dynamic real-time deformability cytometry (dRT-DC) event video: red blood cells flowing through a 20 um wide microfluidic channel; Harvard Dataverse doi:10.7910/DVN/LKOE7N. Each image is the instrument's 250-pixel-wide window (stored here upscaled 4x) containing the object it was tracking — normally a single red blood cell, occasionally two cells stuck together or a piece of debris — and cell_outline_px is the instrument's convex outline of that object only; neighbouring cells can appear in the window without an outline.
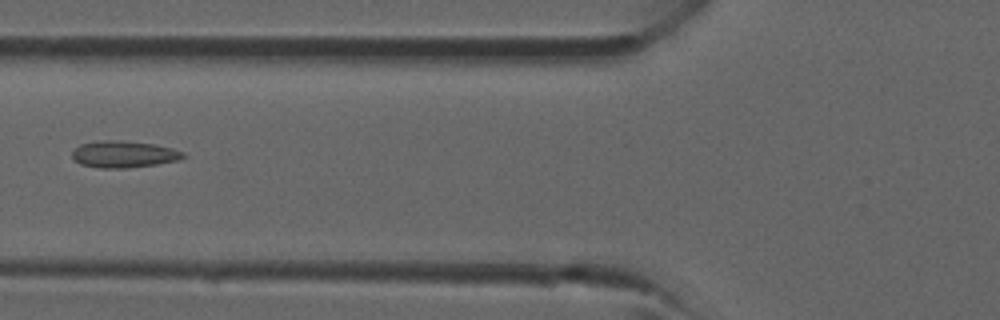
{"species": "common noctule bat (a hibernating species)", "species_latin": "Nyctalus noctula", "temperature_condition": "room temperature", "stored_images_in_passage": 6, "camera_frame_rate_fps": 3000, "um_per_image_px": 0.085, "animal": {"sex": "male", "forearm_length_mm": 52.5}, "frame": {"image": 1, "passage_image": 4, "time_ms": 1.0, "image_size_px": [1000, 320], "cell_outline_px": [[184, 156], [176, 160], [156, 164], [128, 168], [100, 168], [80, 164], [72, 156], [72, 152], [80, 144], [104, 140], [112, 140], [152, 144], [172, 148], [184, 152]], "centroid_in_image_um": [10.49, 13.12], "position_along_channel_um": 115.3, "area_um2": 16.94}}